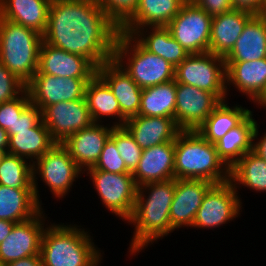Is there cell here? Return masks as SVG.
Wrapping results in <instances>:
<instances>
[{
	"instance_id": "cell-1",
	"label": "cell",
	"mask_w": 266,
	"mask_h": 266,
	"mask_svg": "<svg viewBox=\"0 0 266 266\" xmlns=\"http://www.w3.org/2000/svg\"><path fill=\"white\" fill-rule=\"evenodd\" d=\"M119 27L95 0H52L43 42L87 58L96 68L113 60Z\"/></svg>"
},
{
	"instance_id": "cell-2",
	"label": "cell",
	"mask_w": 266,
	"mask_h": 266,
	"mask_svg": "<svg viewBox=\"0 0 266 266\" xmlns=\"http://www.w3.org/2000/svg\"><path fill=\"white\" fill-rule=\"evenodd\" d=\"M176 179L139 186L131 217L125 222L133 228L129 241V258L145 253L147 247L168 237L175 229L171 226L170 206L174 198ZM159 240V241H158Z\"/></svg>"
},
{
	"instance_id": "cell-3",
	"label": "cell",
	"mask_w": 266,
	"mask_h": 266,
	"mask_svg": "<svg viewBox=\"0 0 266 266\" xmlns=\"http://www.w3.org/2000/svg\"><path fill=\"white\" fill-rule=\"evenodd\" d=\"M82 226L74 222L47 225L40 248L43 266H102L104 251L95 244L89 228Z\"/></svg>"
},
{
	"instance_id": "cell-4",
	"label": "cell",
	"mask_w": 266,
	"mask_h": 266,
	"mask_svg": "<svg viewBox=\"0 0 266 266\" xmlns=\"http://www.w3.org/2000/svg\"><path fill=\"white\" fill-rule=\"evenodd\" d=\"M174 178L221 184L230 180V168L219 157L215 144L197 130L180 131L175 139Z\"/></svg>"
},
{
	"instance_id": "cell-5",
	"label": "cell",
	"mask_w": 266,
	"mask_h": 266,
	"mask_svg": "<svg viewBox=\"0 0 266 266\" xmlns=\"http://www.w3.org/2000/svg\"><path fill=\"white\" fill-rule=\"evenodd\" d=\"M43 36L0 17V62L25 85L38 70Z\"/></svg>"
},
{
	"instance_id": "cell-6",
	"label": "cell",
	"mask_w": 266,
	"mask_h": 266,
	"mask_svg": "<svg viewBox=\"0 0 266 266\" xmlns=\"http://www.w3.org/2000/svg\"><path fill=\"white\" fill-rule=\"evenodd\" d=\"M113 60L142 89L175 79V67L144 49L131 35L119 33Z\"/></svg>"
},
{
	"instance_id": "cell-7",
	"label": "cell",
	"mask_w": 266,
	"mask_h": 266,
	"mask_svg": "<svg viewBox=\"0 0 266 266\" xmlns=\"http://www.w3.org/2000/svg\"><path fill=\"white\" fill-rule=\"evenodd\" d=\"M33 188L38 203L42 206L40 194L41 185L47 188L53 199L62 201L69 196L70 191L79 178H82L84 171L75 163L68 153V150L61 144L55 143L42 157L32 164ZM39 181V182H38ZM39 184V185H38ZM73 186V189H71Z\"/></svg>"
},
{
	"instance_id": "cell-8",
	"label": "cell",
	"mask_w": 266,
	"mask_h": 266,
	"mask_svg": "<svg viewBox=\"0 0 266 266\" xmlns=\"http://www.w3.org/2000/svg\"><path fill=\"white\" fill-rule=\"evenodd\" d=\"M86 172V173H85ZM91 186L106 210L118 220L127 221L134 210L138 186L132 173H110L103 170H85Z\"/></svg>"
},
{
	"instance_id": "cell-9",
	"label": "cell",
	"mask_w": 266,
	"mask_h": 266,
	"mask_svg": "<svg viewBox=\"0 0 266 266\" xmlns=\"http://www.w3.org/2000/svg\"><path fill=\"white\" fill-rule=\"evenodd\" d=\"M176 83L187 84L229 100L224 57L205 52L190 54L175 67Z\"/></svg>"
},
{
	"instance_id": "cell-10",
	"label": "cell",
	"mask_w": 266,
	"mask_h": 266,
	"mask_svg": "<svg viewBox=\"0 0 266 266\" xmlns=\"http://www.w3.org/2000/svg\"><path fill=\"white\" fill-rule=\"evenodd\" d=\"M242 206L243 203L230 181L214 184L205 194L191 229L214 231L226 226L240 217L244 209Z\"/></svg>"
},
{
	"instance_id": "cell-11",
	"label": "cell",
	"mask_w": 266,
	"mask_h": 266,
	"mask_svg": "<svg viewBox=\"0 0 266 266\" xmlns=\"http://www.w3.org/2000/svg\"><path fill=\"white\" fill-rule=\"evenodd\" d=\"M212 18L193 1L185 2L166 27L189 54H200L209 52Z\"/></svg>"
},
{
	"instance_id": "cell-12",
	"label": "cell",
	"mask_w": 266,
	"mask_h": 266,
	"mask_svg": "<svg viewBox=\"0 0 266 266\" xmlns=\"http://www.w3.org/2000/svg\"><path fill=\"white\" fill-rule=\"evenodd\" d=\"M44 210L29 220L14 224L12 231L0 244L1 264L40 255L42 236L51 222Z\"/></svg>"
},
{
	"instance_id": "cell-13",
	"label": "cell",
	"mask_w": 266,
	"mask_h": 266,
	"mask_svg": "<svg viewBox=\"0 0 266 266\" xmlns=\"http://www.w3.org/2000/svg\"><path fill=\"white\" fill-rule=\"evenodd\" d=\"M91 78H63L47 74H34L26 84L31 104L42 111L61 101L85 98V90Z\"/></svg>"
},
{
	"instance_id": "cell-14",
	"label": "cell",
	"mask_w": 266,
	"mask_h": 266,
	"mask_svg": "<svg viewBox=\"0 0 266 266\" xmlns=\"http://www.w3.org/2000/svg\"><path fill=\"white\" fill-rule=\"evenodd\" d=\"M221 102L216 94L176 83L175 122L181 131H195Z\"/></svg>"
},
{
	"instance_id": "cell-15",
	"label": "cell",
	"mask_w": 266,
	"mask_h": 266,
	"mask_svg": "<svg viewBox=\"0 0 266 266\" xmlns=\"http://www.w3.org/2000/svg\"><path fill=\"white\" fill-rule=\"evenodd\" d=\"M41 117L55 143H63L72 134L94 123L85 98L45 107Z\"/></svg>"
},
{
	"instance_id": "cell-16",
	"label": "cell",
	"mask_w": 266,
	"mask_h": 266,
	"mask_svg": "<svg viewBox=\"0 0 266 266\" xmlns=\"http://www.w3.org/2000/svg\"><path fill=\"white\" fill-rule=\"evenodd\" d=\"M213 185L203 179H176L174 198L169 212L171 226L176 231L192 227L203 198Z\"/></svg>"
},
{
	"instance_id": "cell-17",
	"label": "cell",
	"mask_w": 266,
	"mask_h": 266,
	"mask_svg": "<svg viewBox=\"0 0 266 266\" xmlns=\"http://www.w3.org/2000/svg\"><path fill=\"white\" fill-rule=\"evenodd\" d=\"M96 73L97 68L87 58L42 42L35 74L92 78Z\"/></svg>"
},
{
	"instance_id": "cell-18",
	"label": "cell",
	"mask_w": 266,
	"mask_h": 266,
	"mask_svg": "<svg viewBox=\"0 0 266 266\" xmlns=\"http://www.w3.org/2000/svg\"><path fill=\"white\" fill-rule=\"evenodd\" d=\"M113 128L114 126L107 123H93L72 134L61 144L68 150L75 163L85 171L98 161Z\"/></svg>"
},
{
	"instance_id": "cell-19",
	"label": "cell",
	"mask_w": 266,
	"mask_h": 266,
	"mask_svg": "<svg viewBox=\"0 0 266 266\" xmlns=\"http://www.w3.org/2000/svg\"><path fill=\"white\" fill-rule=\"evenodd\" d=\"M226 92L231 97L230 90L239 91L245 99L254 103L266 88V58L225 62ZM232 88V89H231ZM230 95V96H229Z\"/></svg>"
},
{
	"instance_id": "cell-20",
	"label": "cell",
	"mask_w": 266,
	"mask_h": 266,
	"mask_svg": "<svg viewBox=\"0 0 266 266\" xmlns=\"http://www.w3.org/2000/svg\"><path fill=\"white\" fill-rule=\"evenodd\" d=\"M175 141L161 143L142 151L141 159L132 172L136 185L174 178Z\"/></svg>"
},
{
	"instance_id": "cell-21",
	"label": "cell",
	"mask_w": 266,
	"mask_h": 266,
	"mask_svg": "<svg viewBox=\"0 0 266 266\" xmlns=\"http://www.w3.org/2000/svg\"><path fill=\"white\" fill-rule=\"evenodd\" d=\"M97 74L108 84L116 97L121 114L128 120L139 113L142 88L114 61L97 68Z\"/></svg>"
},
{
	"instance_id": "cell-22",
	"label": "cell",
	"mask_w": 266,
	"mask_h": 266,
	"mask_svg": "<svg viewBox=\"0 0 266 266\" xmlns=\"http://www.w3.org/2000/svg\"><path fill=\"white\" fill-rule=\"evenodd\" d=\"M85 99L94 123L117 127L126 122L111 88L97 73L87 83Z\"/></svg>"
},
{
	"instance_id": "cell-23",
	"label": "cell",
	"mask_w": 266,
	"mask_h": 266,
	"mask_svg": "<svg viewBox=\"0 0 266 266\" xmlns=\"http://www.w3.org/2000/svg\"><path fill=\"white\" fill-rule=\"evenodd\" d=\"M123 126L134 137L142 150L161 143L175 141L181 131L172 118L142 115L129 118Z\"/></svg>"
},
{
	"instance_id": "cell-24",
	"label": "cell",
	"mask_w": 266,
	"mask_h": 266,
	"mask_svg": "<svg viewBox=\"0 0 266 266\" xmlns=\"http://www.w3.org/2000/svg\"><path fill=\"white\" fill-rule=\"evenodd\" d=\"M252 16V13L236 9L214 15L211 22L209 52L225 57L234 47Z\"/></svg>"
},
{
	"instance_id": "cell-25",
	"label": "cell",
	"mask_w": 266,
	"mask_h": 266,
	"mask_svg": "<svg viewBox=\"0 0 266 266\" xmlns=\"http://www.w3.org/2000/svg\"><path fill=\"white\" fill-rule=\"evenodd\" d=\"M184 3V0H139L135 13L119 28V31L131 35L142 27L167 26Z\"/></svg>"
},
{
	"instance_id": "cell-26",
	"label": "cell",
	"mask_w": 266,
	"mask_h": 266,
	"mask_svg": "<svg viewBox=\"0 0 266 266\" xmlns=\"http://www.w3.org/2000/svg\"><path fill=\"white\" fill-rule=\"evenodd\" d=\"M52 0H0V17L45 33Z\"/></svg>"
},
{
	"instance_id": "cell-27",
	"label": "cell",
	"mask_w": 266,
	"mask_h": 266,
	"mask_svg": "<svg viewBox=\"0 0 266 266\" xmlns=\"http://www.w3.org/2000/svg\"><path fill=\"white\" fill-rule=\"evenodd\" d=\"M262 58H266V18L253 15L224 61L241 62Z\"/></svg>"
},
{
	"instance_id": "cell-28",
	"label": "cell",
	"mask_w": 266,
	"mask_h": 266,
	"mask_svg": "<svg viewBox=\"0 0 266 266\" xmlns=\"http://www.w3.org/2000/svg\"><path fill=\"white\" fill-rule=\"evenodd\" d=\"M131 36L147 51L169 61L174 67L190 54L172 37L166 26L142 27Z\"/></svg>"
},
{
	"instance_id": "cell-29",
	"label": "cell",
	"mask_w": 266,
	"mask_h": 266,
	"mask_svg": "<svg viewBox=\"0 0 266 266\" xmlns=\"http://www.w3.org/2000/svg\"><path fill=\"white\" fill-rule=\"evenodd\" d=\"M41 206L34 189H18L0 185V219L19 223L36 216Z\"/></svg>"
},
{
	"instance_id": "cell-30",
	"label": "cell",
	"mask_w": 266,
	"mask_h": 266,
	"mask_svg": "<svg viewBox=\"0 0 266 266\" xmlns=\"http://www.w3.org/2000/svg\"><path fill=\"white\" fill-rule=\"evenodd\" d=\"M222 101L197 131L208 141L215 144L229 130L239 126L254 110L242 104H230Z\"/></svg>"
},
{
	"instance_id": "cell-31",
	"label": "cell",
	"mask_w": 266,
	"mask_h": 266,
	"mask_svg": "<svg viewBox=\"0 0 266 266\" xmlns=\"http://www.w3.org/2000/svg\"><path fill=\"white\" fill-rule=\"evenodd\" d=\"M253 113L215 143L219 157L229 168L247 152L253 150V134L258 122Z\"/></svg>"
},
{
	"instance_id": "cell-32",
	"label": "cell",
	"mask_w": 266,
	"mask_h": 266,
	"mask_svg": "<svg viewBox=\"0 0 266 266\" xmlns=\"http://www.w3.org/2000/svg\"><path fill=\"white\" fill-rule=\"evenodd\" d=\"M54 145L55 142L41 119L30 130L16 131L15 135H11L7 152L33 164Z\"/></svg>"
},
{
	"instance_id": "cell-33",
	"label": "cell",
	"mask_w": 266,
	"mask_h": 266,
	"mask_svg": "<svg viewBox=\"0 0 266 266\" xmlns=\"http://www.w3.org/2000/svg\"><path fill=\"white\" fill-rule=\"evenodd\" d=\"M241 202L240 188L256 193L266 192V161L253 150L247 152L230 168V180Z\"/></svg>"
},
{
	"instance_id": "cell-34",
	"label": "cell",
	"mask_w": 266,
	"mask_h": 266,
	"mask_svg": "<svg viewBox=\"0 0 266 266\" xmlns=\"http://www.w3.org/2000/svg\"><path fill=\"white\" fill-rule=\"evenodd\" d=\"M176 81L171 80L142 89L138 115L165 117L175 120Z\"/></svg>"
},
{
	"instance_id": "cell-35",
	"label": "cell",
	"mask_w": 266,
	"mask_h": 266,
	"mask_svg": "<svg viewBox=\"0 0 266 266\" xmlns=\"http://www.w3.org/2000/svg\"><path fill=\"white\" fill-rule=\"evenodd\" d=\"M0 185L34 189L32 163L25 158L8 153L0 163Z\"/></svg>"
},
{
	"instance_id": "cell-36",
	"label": "cell",
	"mask_w": 266,
	"mask_h": 266,
	"mask_svg": "<svg viewBox=\"0 0 266 266\" xmlns=\"http://www.w3.org/2000/svg\"><path fill=\"white\" fill-rule=\"evenodd\" d=\"M110 137L115 141L126 168L132 173L141 159L143 150L124 126L114 127Z\"/></svg>"
},
{
	"instance_id": "cell-37",
	"label": "cell",
	"mask_w": 266,
	"mask_h": 266,
	"mask_svg": "<svg viewBox=\"0 0 266 266\" xmlns=\"http://www.w3.org/2000/svg\"><path fill=\"white\" fill-rule=\"evenodd\" d=\"M30 104L26 89L15 99L0 104V127L8 132L9 137L14 135L16 119Z\"/></svg>"
},
{
	"instance_id": "cell-38",
	"label": "cell",
	"mask_w": 266,
	"mask_h": 266,
	"mask_svg": "<svg viewBox=\"0 0 266 266\" xmlns=\"http://www.w3.org/2000/svg\"><path fill=\"white\" fill-rule=\"evenodd\" d=\"M106 15L120 28L136 11L139 0H95Z\"/></svg>"
},
{
	"instance_id": "cell-39",
	"label": "cell",
	"mask_w": 266,
	"mask_h": 266,
	"mask_svg": "<svg viewBox=\"0 0 266 266\" xmlns=\"http://www.w3.org/2000/svg\"><path fill=\"white\" fill-rule=\"evenodd\" d=\"M86 170H103L110 173H131L125 166L115 141L109 137L96 164Z\"/></svg>"
},
{
	"instance_id": "cell-40",
	"label": "cell",
	"mask_w": 266,
	"mask_h": 266,
	"mask_svg": "<svg viewBox=\"0 0 266 266\" xmlns=\"http://www.w3.org/2000/svg\"><path fill=\"white\" fill-rule=\"evenodd\" d=\"M26 85L0 62V104L18 97Z\"/></svg>"
},
{
	"instance_id": "cell-41",
	"label": "cell",
	"mask_w": 266,
	"mask_h": 266,
	"mask_svg": "<svg viewBox=\"0 0 266 266\" xmlns=\"http://www.w3.org/2000/svg\"><path fill=\"white\" fill-rule=\"evenodd\" d=\"M41 110L38 106L30 104L20 115L19 118L16 119V123L14 124V135L16 131L30 130L33 128L40 120Z\"/></svg>"
},
{
	"instance_id": "cell-42",
	"label": "cell",
	"mask_w": 266,
	"mask_h": 266,
	"mask_svg": "<svg viewBox=\"0 0 266 266\" xmlns=\"http://www.w3.org/2000/svg\"><path fill=\"white\" fill-rule=\"evenodd\" d=\"M193 2L212 16L233 9L231 0H193Z\"/></svg>"
},
{
	"instance_id": "cell-43",
	"label": "cell",
	"mask_w": 266,
	"mask_h": 266,
	"mask_svg": "<svg viewBox=\"0 0 266 266\" xmlns=\"http://www.w3.org/2000/svg\"><path fill=\"white\" fill-rule=\"evenodd\" d=\"M259 129H260V121L259 124L257 122L253 134V151L266 161V131H264L263 133Z\"/></svg>"
},
{
	"instance_id": "cell-44",
	"label": "cell",
	"mask_w": 266,
	"mask_h": 266,
	"mask_svg": "<svg viewBox=\"0 0 266 266\" xmlns=\"http://www.w3.org/2000/svg\"><path fill=\"white\" fill-rule=\"evenodd\" d=\"M233 9L260 15L263 0H231Z\"/></svg>"
},
{
	"instance_id": "cell-45",
	"label": "cell",
	"mask_w": 266,
	"mask_h": 266,
	"mask_svg": "<svg viewBox=\"0 0 266 266\" xmlns=\"http://www.w3.org/2000/svg\"><path fill=\"white\" fill-rule=\"evenodd\" d=\"M5 266H43L40 255H33L27 258L9 262Z\"/></svg>"
},
{
	"instance_id": "cell-46",
	"label": "cell",
	"mask_w": 266,
	"mask_h": 266,
	"mask_svg": "<svg viewBox=\"0 0 266 266\" xmlns=\"http://www.w3.org/2000/svg\"><path fill=\"white\" fill-rule=\"evenodd\" d=\"M15 222L0 219V244L12 231Z\"/></svg>"
},
{
	"instance_id": "cell-47",
	"label": "cell",
	"mask_w": 266,
	"mask_h": 266,
	"mask_svg": "<svg viewBox=\"0 0 266 266\" xmlns=\"http://www.w3.org/2000/svg\"><path fill=\"white\" fill-rule=\"evenodd\" d=\"M9 136L8 132L0 127V148H4L8 151Z\"/></svg>"
},
{
	"instance_id": "cell-48",
	"label": "cell",
	"mask_w": 266,
	"mask_h": 266,
	"mask_svg": "<svg viewBox=\"0 0 266 266\" xmlns=\"http://www.w3.org/2000/svg\"><path fill=\"white\" fill-rule=\"evenodd\" d=\"M254 104L256 107L258 106L259 109L264 108L266 110V88L262 92V94L259 96V98L253 103V105ZM265 114H266V112H265Z\"/></svg>"
},
{
	"instance_id": "cell-49",
	"label": "cell",
	"mask_w": 266,
	"mask_h": 266,
	"mask_svg": "<svg viewBox=\"0 0 266 266\" xmlns=\"http://www.w3.org/2000/svg\"><path fill=\"white\" fill-rule=\"evenodd\" d=\"M260 15L266 18V0H263Z\"/></svg>"
},
{
	"instance_id": "cell-50",
	"label": "cell",
	"mask_w": 266,
	"mask_h": 266,
	"mask_svg": "<svg viewBox=\"0 0 266 266\" xmlns=\"http://www.w3.org/2000/svg\"><path fill=\"white\" fill-rule=\"evenodd\" d=\"M8 154L7 150L4 148H0V163L2 162L3 158Z\"/></svg>"
},
{
	"instance_id": "cell-51",
	"label": "cell",
	"mask_w": 266,
	"mask_h": 266,
	"mask_svg": "<svg viewBox=\"0 0 266 266\" xmlns=\"http://www.w3.org/2000/svg\"><path fill=\"white\" fill-rule=\"evenodd\" d=\"M185 2H192L193 0H184Z\"/></svg>"
}]
</instances>
